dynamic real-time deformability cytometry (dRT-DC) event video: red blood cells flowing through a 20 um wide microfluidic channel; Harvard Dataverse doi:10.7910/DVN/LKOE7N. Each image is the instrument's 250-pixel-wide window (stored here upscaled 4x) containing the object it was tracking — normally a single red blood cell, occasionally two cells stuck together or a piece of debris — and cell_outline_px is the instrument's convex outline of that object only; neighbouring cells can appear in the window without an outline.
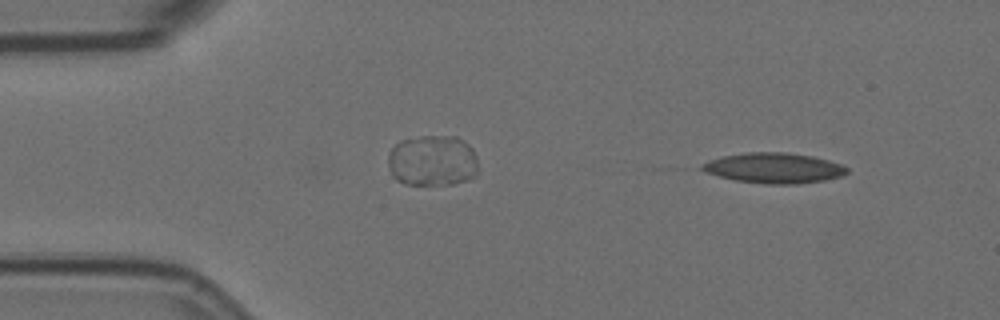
{"species": "Egyptian fruit bat (a non-hibernating species)", "species_latin": "Rousettus aegyptiacus", "temperature_condition": "room temperature", "stored_images_in_passage": 4, "camera_frame_rate_fps": 3000, "um_per_image_px": 0.085, "animal": {"sex": "female"}, "frame": {"image": 1, "passage_image": 1, "time_ms": 0.0, "image_size_px": [1000, 320], "cell_outline_px": [[848, 172], [840, 176], [824, 180], [796, 184], [768, 184], [736, 180], [704, 172], [696, 168], [708, 160], [720, 156], [744, 152], [784, 152], [812, 156], [828, 160], [840, 164], [848, 168]], "centroid_in_image_um": [65.72, 14.27], "position_along_channel_um": 19.3, "area_um2": 25.66}}